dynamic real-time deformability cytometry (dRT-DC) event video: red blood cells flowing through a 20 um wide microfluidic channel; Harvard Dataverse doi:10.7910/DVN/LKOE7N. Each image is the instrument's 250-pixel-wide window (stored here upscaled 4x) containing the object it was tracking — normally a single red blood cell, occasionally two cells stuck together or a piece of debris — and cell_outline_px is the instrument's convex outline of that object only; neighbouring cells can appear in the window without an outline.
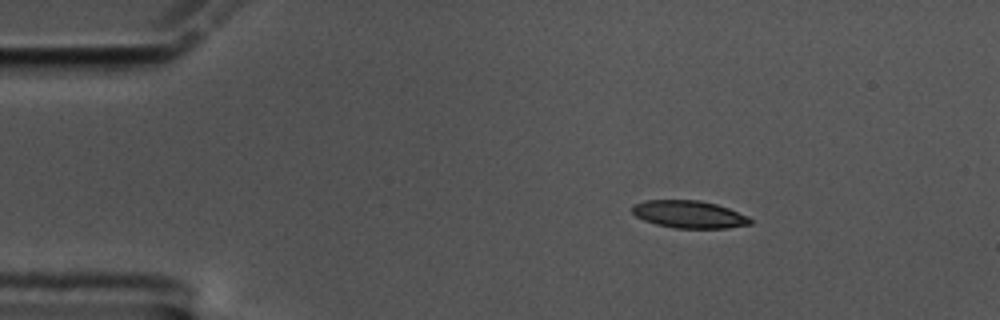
{"species": "common noctule bat (a hibernating species)", "species_latin": "Nyctalus noctula", "temperature_condition": "cold", "stored_images_in_passage": 49, "camera_frame_rate_fps": 3000, "um_per_image_px": 0.085, "animal": {"sex": "male", "body_mass_g": 17.5, "forearm_length_mm": 52.3}, "frame": {"image": 1, "passage_image": 1, "time_ms": 0.0, "image_size_px": [1000, 320], "cell_outline_px": [[752, 224], [728, 228], [672, 228], [656, 224], [644, 220], [636, 216], [632, 212], [632, 204], [644, 200], [700, 200], [716, 204], [728, 208], [748, 216], [752, 220]], "centroid_in_image_um": [58.56, 18.22], "position_along_channel_um": 26.4, "area_um2": 19.02}}
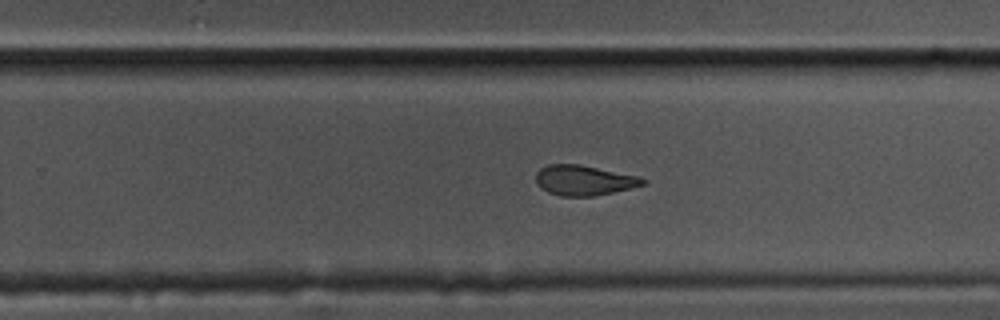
{"frame": {"image": 2, "passage_image": 28, "time_ms": 9.0, "image_size_px": [1000, 320], "cell_outline_px": [[648, 180], [644, 184], [612, 192], [592, 196], [560, 196], [548, 192], [540, 188], [536, 184], [536, 172], [540, 168], [548, 164], [580, 164], [640, 176]], "centroid_in_image_um": [49.61, 15.31], "position_along_channel_um": 280.2, "area_um2": 18.84}}
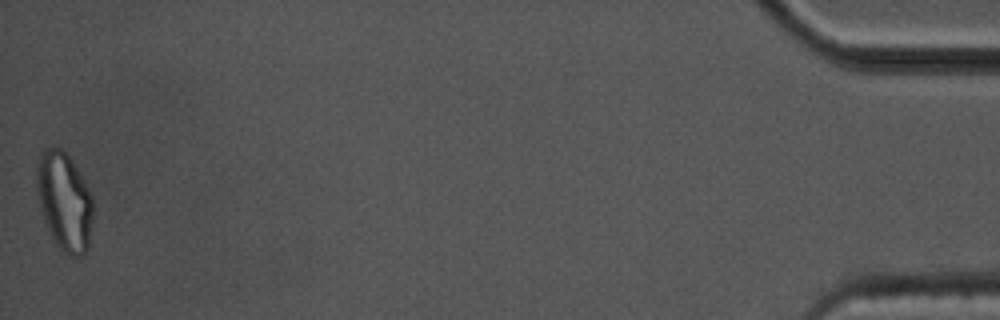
{"frame": {"image": 3, "passage_image": 49, "time_ms": 16.0, "image_size_px": [1000, 320], "cell_outline_px": [[92, 220], [88, 248], [84, 256], [72, 256], [64, 252], [56, 244], [44, 220], [40, 208], [36, 188], [36, 164], [40, 152], [44, 148], [60, 148], [72, 160], [84, 180], [92, 196]], "centroid_in_image_um": [5.46, 17.1], "position_along_channel_um": 429.7, "area_um2": 32.31}, "authors_computed_cell_mechanics": {"area_um2": 20.1144, "velocity_mm_per_s": 3.5069, "shape_relaxation_time_tau1_ms": 10.0547, "shape_relaxation_time_tau2_ms": 2.19, "deformation_change_tau1": 0.2539, "deformation_change_tau2": 0.1038}}